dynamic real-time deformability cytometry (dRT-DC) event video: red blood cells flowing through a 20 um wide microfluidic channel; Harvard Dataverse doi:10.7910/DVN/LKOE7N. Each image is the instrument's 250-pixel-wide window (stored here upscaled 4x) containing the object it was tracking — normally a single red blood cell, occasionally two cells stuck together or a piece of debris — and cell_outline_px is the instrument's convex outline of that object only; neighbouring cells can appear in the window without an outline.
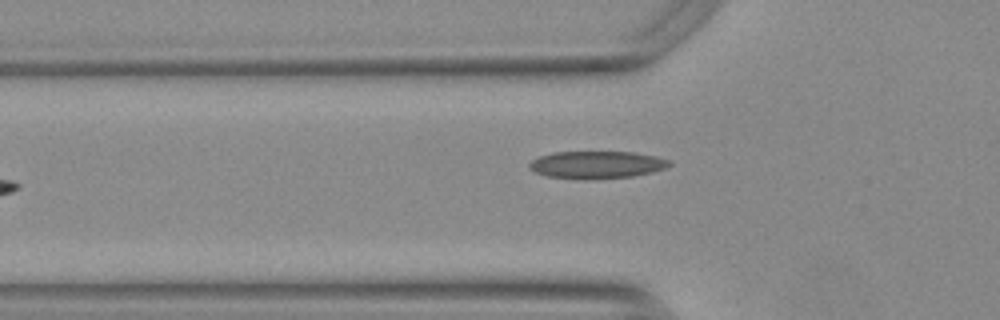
{"species": "Egyptian fruit bat (a non-hibernating species)", "species_latin": "Rousettus aegyptiacus", "temperature_condition": "warm", "stored_images_in_passage": 35, "camera_frame_rate_fps": 3000, "um_per_image_px": 0.085, "animal": {"sex": "female"}, "frame": {"image": 1, "passage_image": 3, "time_ms": 0.667, "image_size_px": [1000, 320], "cell_outline_px": [[672, 164], [664, 168], [652, 172], [632, 176], [548, 176], [536, 172], [528, 168], [528, 164], [532, 160], [540, 156], [552, 152], [636, 152], [656, 156], [672, 160]], "centroid_in_image_um": [50.78, 13.94], "position_along_channel_um": 75.0, "area_um2": 21.27}}
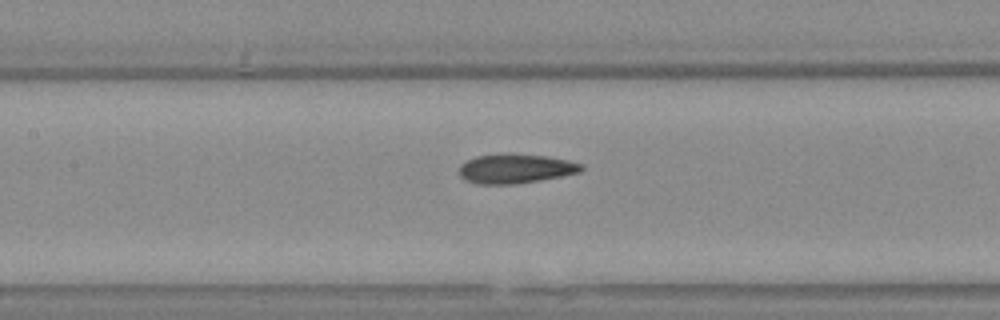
{"frame": {"image": 2, "passage_image": 10, "time_ms": 3.0, "image_size_px": [1000, 320], "cell_outline_px": [[584, 168], [580, 172], [540, 180], [516, 184], [476, 184], [464, 180], [460, 176], [460, 164], [476, 156], [512, 152], [544, 156], [568, 160], [584, 164]], "centroid_in_image_um": [43.81, 14.32], "position_along_channel_um": 163.6, "area_um2": 21.15}}
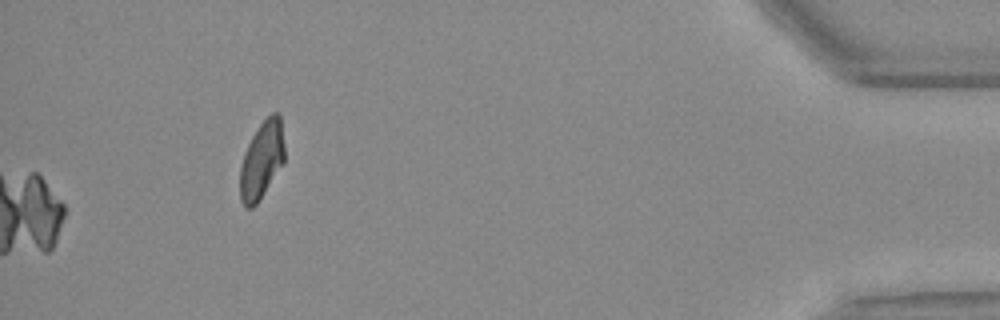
{"frame": {"image": 3, "passage_image": 35, "time_ms": 11.333, "image_size_px": [1000, 320], "cell_outline_px": [[284, 160], [256, 204], [252, 208], [248, 208], [240, 200], [240, 168], [244, 152], [252, 136], [260, 124], [272, 112], [280, 112], [284, 144]], "centroid_in_image_um": [22.24, 13.56], "position_along_channel_um": 413.0, "area_um2": 19.71}, "authors_computed_cell_mechanics": {"area_um2": 21.386, "velocity_mm_per_s": 3.7653, "shape_relaxation_time_tau1_ms": 7.8124, "shape_relaxation_time_tau2_ms": 1.9343, "deformation_change_tau1": 0.2184, "deformation_change_tau2": 0.0973}}